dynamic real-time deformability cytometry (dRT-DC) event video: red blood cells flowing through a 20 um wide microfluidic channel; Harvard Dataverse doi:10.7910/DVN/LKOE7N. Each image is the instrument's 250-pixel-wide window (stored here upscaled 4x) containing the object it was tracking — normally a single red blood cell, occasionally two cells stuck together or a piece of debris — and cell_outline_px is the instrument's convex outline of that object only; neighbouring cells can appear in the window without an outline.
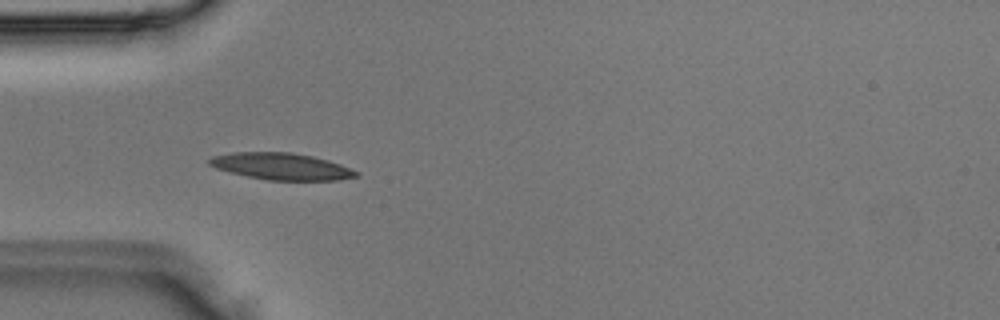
{"species": "Egyptian fruit bat (a non-hibernating species)", "species_latin": "Rousettus aegyptiacus", "temperature_condition": "room temperature", "stored_images_in_passage": 3, "camera_frame_rate_fps": 3000, "um_per_image_px": 0.085, "animal": {"sex": "male"}, "frame": {"image": 1, "passage_image": 3, "time_ms": 0.667, "image_size_px": [1000, 320], "cell_outline_px": [[360, 172], [356, 176], [340, 180], [268, 180], [248, 176], [216, 168], [208, 164], [208, 160], [212, 156], [232, 152], [292, 152], [312, 156], [328, 160], [340, 164]], "centroid_in_image_um": [23.92, 14.13], "position_along_channel_um": 61.1, "area_um2": 22.77}}